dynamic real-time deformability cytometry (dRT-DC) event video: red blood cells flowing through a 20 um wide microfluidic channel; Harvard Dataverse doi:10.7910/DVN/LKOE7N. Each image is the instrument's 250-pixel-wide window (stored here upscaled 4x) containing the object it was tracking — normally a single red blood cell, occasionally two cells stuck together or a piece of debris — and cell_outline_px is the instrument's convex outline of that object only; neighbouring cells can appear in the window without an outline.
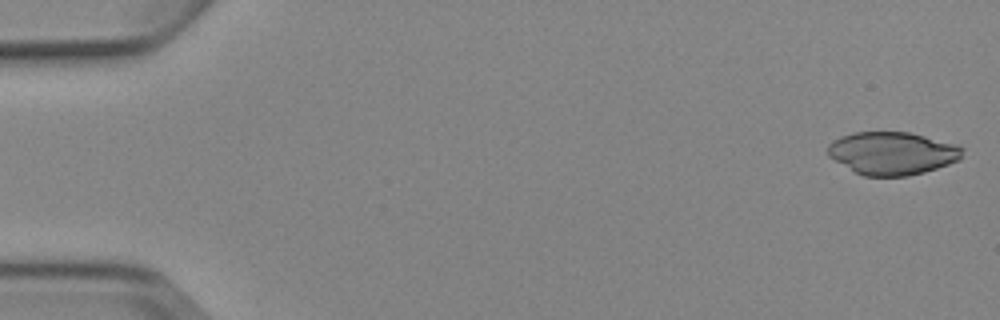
{"species": "Egyptian fruit bat (a non-hibernating species)", "species_latin": "Rousettus aegyptiacus", "temperature_condition": "cold", "stored_images_in_passage": 4, "camera_frame_rate_fps": 3000, "um_per_image_px": 0.085, "animal": {"sex": "female"}, "frame": {"image": 1, "passage_image": 1, "time_ms": 0.0, "image_size_px": [1000, 320], "cell_outline_px": [[964, 148], [960, 160], [924, 172], [908, 176], [864, 176], [856, 172], [828, 156], [828, 144], [832, 140], [840, 136], [852, 132], [908, 132], [924, 136], [952, 144]], "centroid_in_image_um": [75.81, 13.02], "position_along_channel_um": 9.2, "area_um2": 33.35}}